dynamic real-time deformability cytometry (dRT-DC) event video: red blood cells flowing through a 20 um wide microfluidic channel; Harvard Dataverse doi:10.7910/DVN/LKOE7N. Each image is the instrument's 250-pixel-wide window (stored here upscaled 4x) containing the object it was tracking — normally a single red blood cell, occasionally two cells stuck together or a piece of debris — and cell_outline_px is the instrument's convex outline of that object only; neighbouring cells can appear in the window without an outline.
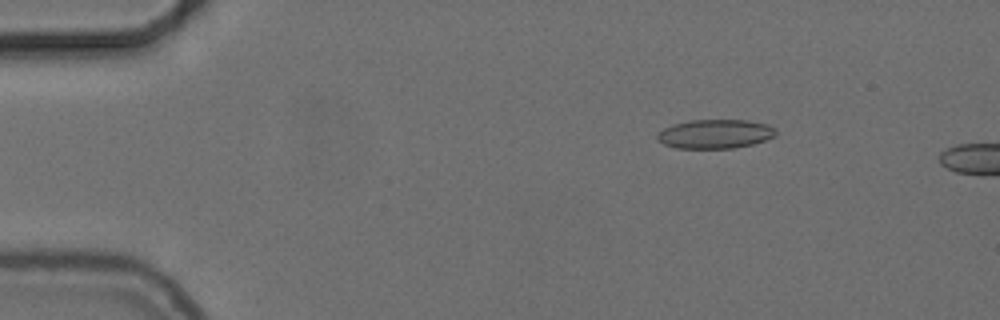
{"species": "common noctule bat (a hibernating species)", "species_latin": "Nyctalus noctula", "temperature_condition": "cold", "stored_images_in_passage": 7, "camera_frame_rate_fps": 3000, "um_per_image_px": 0.085, "animal": {"sex": "female", "body_mass_g": 24.6, "forearm_length_mm": 56.2}, "frame": {"image": 1, "passage_image": 4, "time_ms": 1.0, "image_size_px": [1000, 320], "cell_outline_px": [[776, 136], [752, 144], [732, 148], [676, 148], [664, 144], [656, 140], [656, 136], [664, 128], [672, 124], [692, 120], [748, 120], [768, 124], [776, 128]], "centroid_in_image_um": [60.79, 11.38], "position_along_channel_um": 24.2, "area_um2": 20.11}}